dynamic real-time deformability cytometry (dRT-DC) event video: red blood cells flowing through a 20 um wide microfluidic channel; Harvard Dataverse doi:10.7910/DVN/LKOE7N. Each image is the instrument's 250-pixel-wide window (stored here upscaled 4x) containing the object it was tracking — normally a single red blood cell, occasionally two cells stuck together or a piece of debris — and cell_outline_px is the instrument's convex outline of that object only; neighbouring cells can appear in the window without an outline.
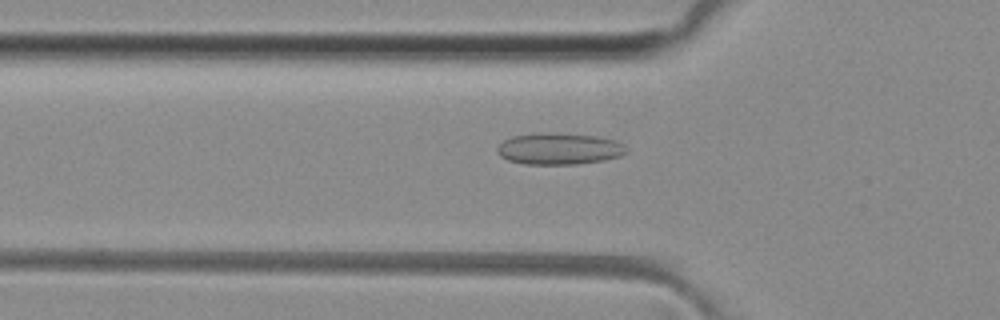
{"species": "common noctule bat (a hibernating species)", "species_latin": "Nyctalus noctula", "temperature_condition": "room temperature", "stored_images_in_passage": 24, "camera_frame_rate_fps": 3000, "um_per_image_px": 0.085, "animal": {"sex": "female", "body_mass_g": 29.2, "forearm_length_mm": 56.3}, "frame": {"image": 1, "passage_image": 5, "time_ms": 1.333, "image_size_px": [1000, 320], "cell_outline_px": [[628, 152], [620, 156], [604, 160], [576, 164], [524, 164], [508, 160], [500, 156], [496, 152], [496, 148], [504, 140], [512, 136], [540, 132], [544, 132], [596, 136], [616, 140], [624, 144], [628, 148]], "centroid_in_image_um": [47.53, 12.64], "position_along_channel_um": 78.3, "area_um2": 23.93}}
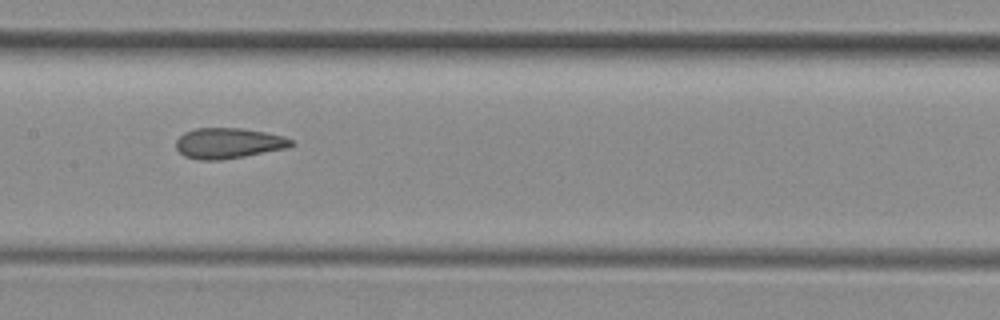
{"frame": {"image": 2, "passage_image": 13, "time_ms": 4.0, "image_size_px": [1000, 320], "cell_outline_px": [[296, 144], [288, 148], [244, 156], [220, 160], [196, 160], [184, 156], [176, 148], [176, 140], [184, 132], [196, 128], [240, 128], [264, 132], [284, 136], [296, 140]], "centroid_in_image_um": [19.44, 12.17], "position_along_channel_um": 188.0, "area_um2": 20.69}}
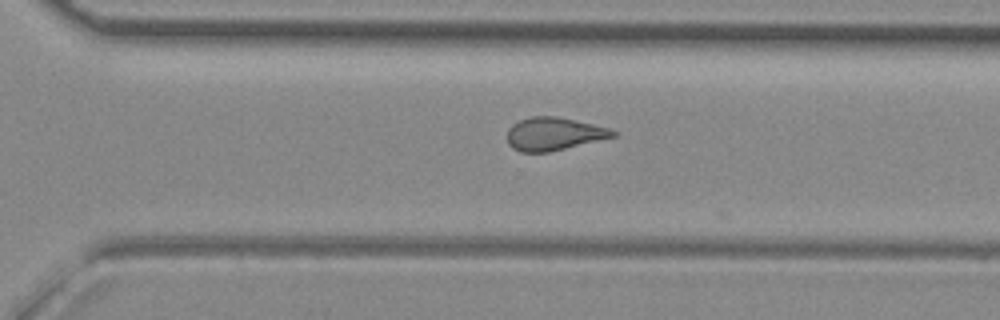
{"frame": {"image": 3, "passage_image": 23, "time_ms": 7.333, "image_size_px": [1000, 320], "cell_outline_px": [[616, 136], [548, 152], [520, 152], [512, 148], [508, 144], [508, 128], [512, 124], [520, 120], [532, 116], [556, 116], [612, 128], [616, 132]], "centroid_in_image_um": [47.06, 11.37], "position_along_channel_um": 323.5, "area_um2": 20.23}}